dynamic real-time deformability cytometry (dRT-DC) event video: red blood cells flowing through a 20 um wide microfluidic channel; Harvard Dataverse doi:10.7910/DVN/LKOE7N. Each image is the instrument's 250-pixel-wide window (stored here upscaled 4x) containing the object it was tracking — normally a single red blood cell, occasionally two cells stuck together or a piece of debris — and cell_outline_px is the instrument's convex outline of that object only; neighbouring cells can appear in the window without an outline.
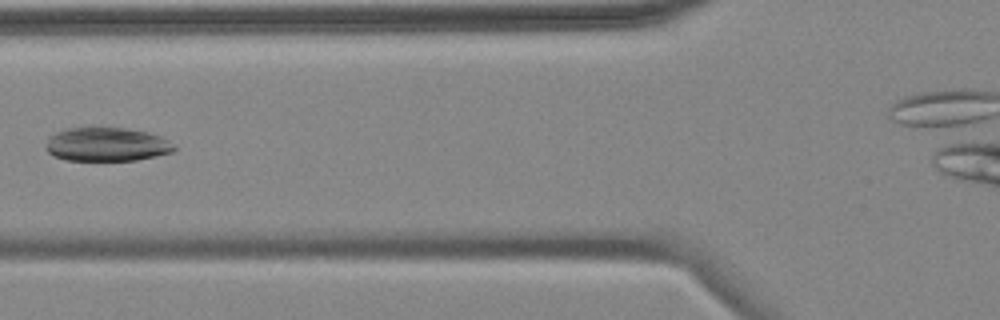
{"species": "common noctule bat (a hibernating species)", "species_latin": "Nyctalus noctula", "temperature_condition": "cold", "stored_images_in_passage": 6, "camera_frame_rate_fps": 3000, "um_per_image_px": 0.085, "animal": {"sex": "female", "body_mass_g": 18.4}, "frame": {"image": 1, "passage_image": 5, "time_ms": 5.0, "image_size_px": [1000, 320], "cell_outline_px": [[176, 148], [172, 152], [156, 156], [136, 160], [64, 160], [48, 152], [48, 140], [56, 132], [64, 128], [124, 128], [148, 132], [160, 136], [172, 144]], "centroid_in_image_um": [9.09, 12.27], "position_along_channel_um": 116.7, "area_um2": 24.85}}
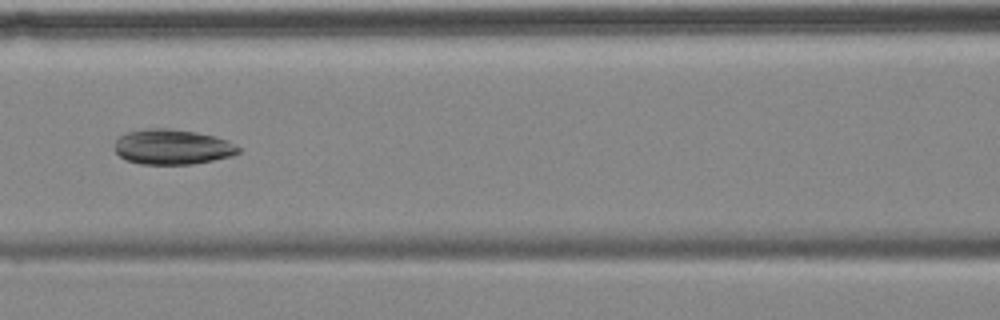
{"frame": {"image": 2, "passage_image": 6, "time_ms": 6.0, "image_size_px": [1000, 320], "cell_outline_px": [[240, 152], [232, 156], [192, 164], [140, 164], [128, 160], [120, 156], [116, 152], [116, 140], [120, 136], [128, 132], [148, 128], [168, 128], [196, 132], [228, 140], [240, 148]], "centroid_in_image_um": [14.67, 12.49], "position_along_channel_um": 151.9, "area_um2": 25.14}}